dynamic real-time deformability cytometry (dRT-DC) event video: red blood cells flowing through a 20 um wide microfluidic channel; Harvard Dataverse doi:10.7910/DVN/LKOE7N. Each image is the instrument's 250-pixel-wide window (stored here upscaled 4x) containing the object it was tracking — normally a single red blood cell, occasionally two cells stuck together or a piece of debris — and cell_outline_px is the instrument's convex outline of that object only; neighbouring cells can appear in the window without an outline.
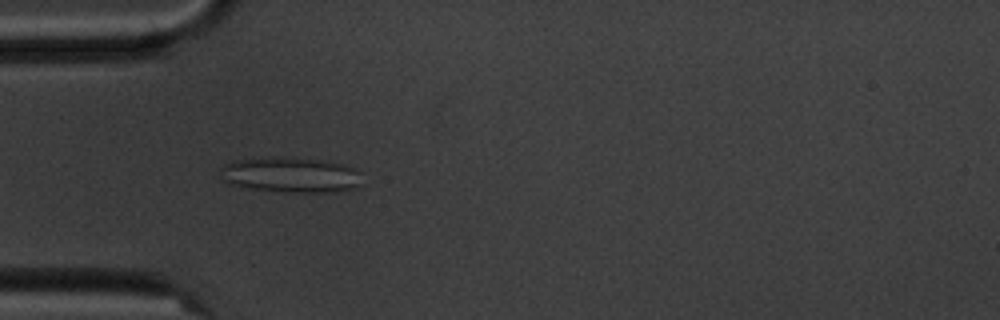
{"species": "common noctule bat (a hibernating species)", "species_latin": "Nyctalus noctula", "temperature_condition": "cold", "stored_images_in_passage": 9, "camera_frame_rate_fps": 3000, "um_per_image_px": 0.085, "animal": {"sex": "male", "body_mass_g": 20.1, "forearm_length_mm": 53.5}, "frame": {"image": 1, "passage_image": 4, "time_ms": 4.333, "image_size_px": [1000, 320], "cell_outline_px": [[364, 184], [356, 188], [332, 192], [284, 192], [248, 188], [228, 184], [220, 180], [220, 168], [224, 164], [232, 160], [272, 156], [280, 156], [320, 160], [344, 164], [360, 172]], "centroid_in_image_um": [24.68, 14.86], "position_along_channel_um": 60.3, "area_um2": 29.94}}